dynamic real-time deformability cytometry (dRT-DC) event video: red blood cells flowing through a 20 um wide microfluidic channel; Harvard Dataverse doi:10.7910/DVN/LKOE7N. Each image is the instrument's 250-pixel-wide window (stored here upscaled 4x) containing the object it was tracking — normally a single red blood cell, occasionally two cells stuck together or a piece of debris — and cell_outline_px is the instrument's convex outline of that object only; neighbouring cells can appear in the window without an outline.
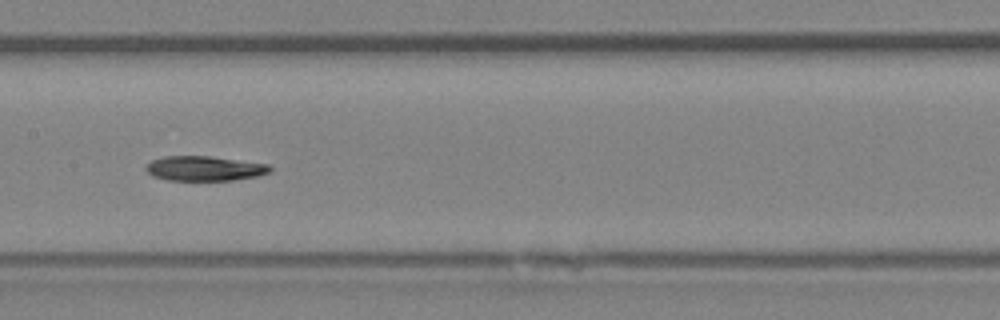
{"species": "Egyptian fruit bat (a non-hibernating species)", "species_latin": "Rousettus aegyptiacus", "temperature_condition": "room temperature", "stored_images_in_passage": 35, "camera_frame_rate_fps": 3000, "um_per_image_px": 0.085, "animal": {"sex": "female"}, "frame": {"image": 1, "passage_image": 11, "time_ms": 3.333, "image_size_px": [1000, 320], "cell_outline_px": [[272, 172], [256, 176], [232, 180], [168, 180], [152, 176], [144, 168], [152, 160], [164, 156], [212, 156], [268, 164], [272, 168]], "centroid_in_image_um": [17.39, 14.31], "position_along_channel_um": 190.0, "area_um2": 17.92}}
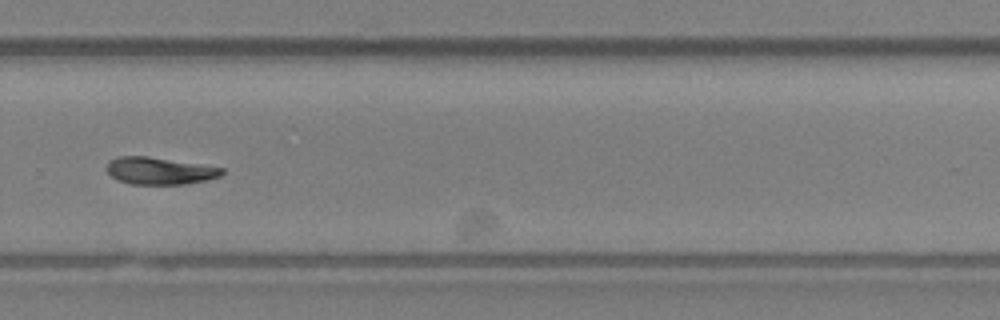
{"frame": {"image": 2, "passage_image": 20, "time_ms": 6.333, "image_size_px": [1000, 320], "cell_outline_px": [[224, 172], [220, 176], [208, 180], [184, 184], [132, 184], [120, 180], [112, 176], [108, 172], [108, 160], [120, 156], [148, 156], [224, 168]], "centroid_in_image_um": [13.59, 14.52], "position_along_channel_um": 316.2, "area_um2": 18.03}, "authors_computed_cell_mechanics": {"area_um2": 18.3804, "velocity_mm_per_s": 4.201, "shape_relaxation_time_tau1_ms": 5.2659, "shape_relaxation_time_tau2_ms": null, "deformation_change_tau1": 0.1403, "deformation_change_tau2": null}}